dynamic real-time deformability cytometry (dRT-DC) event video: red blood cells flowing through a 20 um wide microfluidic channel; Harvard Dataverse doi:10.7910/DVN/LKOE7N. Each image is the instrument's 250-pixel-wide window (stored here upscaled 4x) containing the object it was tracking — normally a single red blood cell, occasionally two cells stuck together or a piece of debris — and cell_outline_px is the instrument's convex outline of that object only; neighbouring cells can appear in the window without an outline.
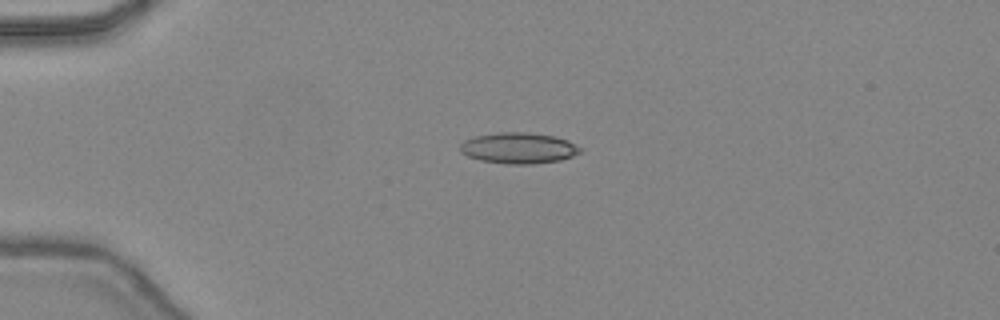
{"species": "common noctule bat (a hibernating species)", "species_latin": "Nyctalus noctula", "temperature_condition": "warm", "stored_images_in_passage": 30, "camera_frame_rate_fps": 3000, "um_per_image_px": 0.085, "animal": {"sex": "female", "body_mass_g": 24.6, "forearm_length_mm": 56.2}, "frame": {"image": 1, "passage_image": 1, "time_ms": 0.0, "image_size_px": [1000, 320], "cell_outline_px": [[580, 152], [572, 156], [560, 160], [532, 164], [508, 164], [480, 160], [468, 156], [460, 152], [460, 144], [464, 140], [476, 136], [496, 132], [528, 132], [552, 136], [568, 140], [580, 148]], "centroid_in_image_um": [44.04, 12.58], "position_along_channel_um": 41.0, "area_um2": 21.56}}
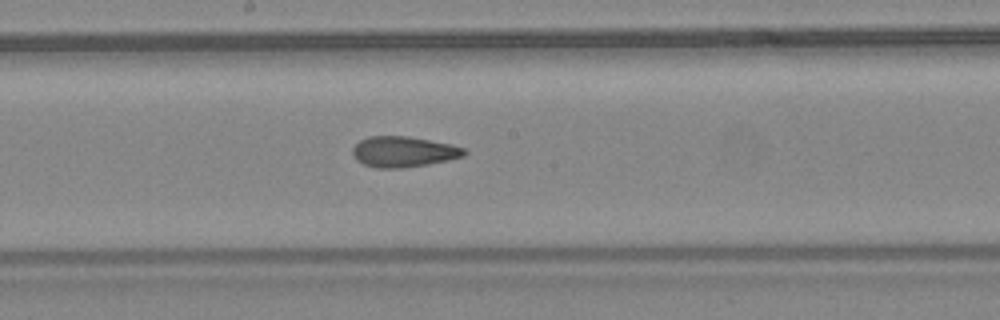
{"frame": {"image": 2, "passage_image": 15, "time_ms": 4.667, "image_size_px": [1000, 320], "cell_outline_px": [[468, 152], [464, 156], [448, 160], [428, 164], [400, 168], [376, 168], [364, 164], [356, 160], [352, 152], [352, 148], [360, 140], [368, 136], [408, 136], [448, 144], [464, 148]], "centroid_in_image_um": [34.27, 12.9], "position_along_channel_um": 213.9, "area_um2": 19.83}}
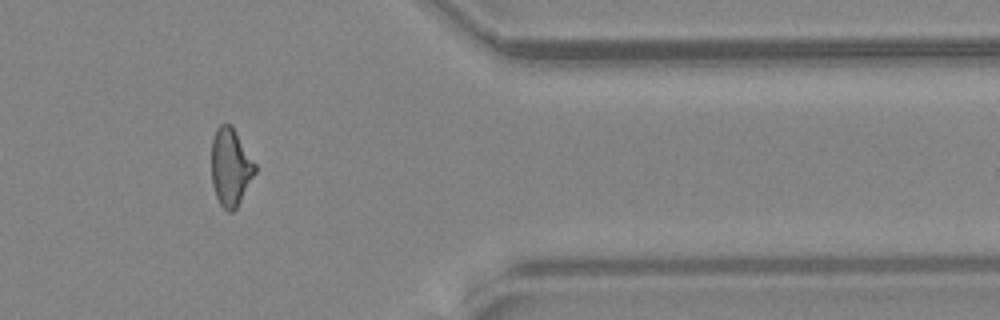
{"frame": {"image": 3, "passage_image": 28, "time_ms": 9.0, "image_size_px": [1000, 320], "cell_outline_px": [[256, 172], [236, 208], [232, 212], [228, 212], [220, 204], [216, 196], [212, 184], [212, 140], [216, 128], [220, 124], [232, 124], [256, 164]], "centroid_in_image_um": [19.6, 14.18], "position_along_channel_um": 391.8, "area_um2": 19.71}, "authors_computed_cell_mechanics": {"area_um2": 19.9988, "velocity_mm_per_s": 4.5206, "shape_relaxation_time_tau1_ms": null, "shape_relaxation_time_tau2_ms": 2.1195, "deformation_change_tau1": null, "deformation_change_tau2": 0.1193}}